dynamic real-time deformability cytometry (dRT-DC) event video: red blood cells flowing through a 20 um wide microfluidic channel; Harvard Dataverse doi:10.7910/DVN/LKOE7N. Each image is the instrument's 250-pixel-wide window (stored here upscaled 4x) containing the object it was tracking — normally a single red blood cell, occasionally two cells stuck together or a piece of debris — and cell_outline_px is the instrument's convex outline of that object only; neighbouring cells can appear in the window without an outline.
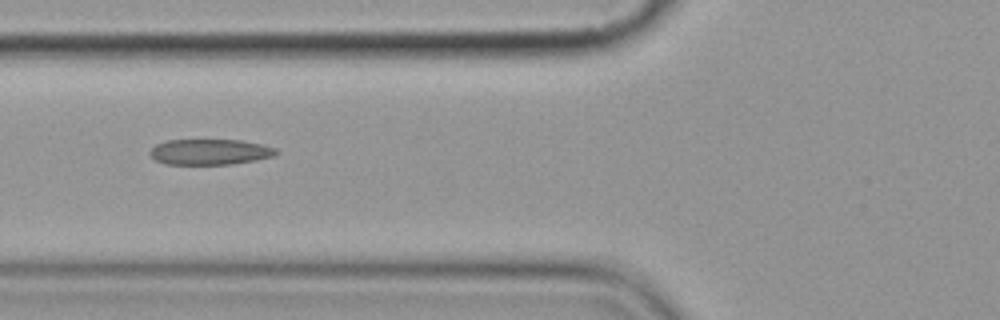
{"species": "common noctule bat (a hibernating species)", "species_latin": "Nyctalus noctula", "temperature_condition": "cold", "stored_images_in_passage": 11, "camera_frame_rate_fps": 3000, "um_per_image_px": 0.085, "animal": {"sex": "female", "body_mass_g": 19.9}, "frame": {"image": 1, "passage_image": 2, "time_ms": 1.333, "image_size_px": [1000, 320], "cell_outline_px": [[280, 152], [276, 156], [256, 160], [232, 164], [164, 164], [156, 160], [148, 152], [156, 144], [164, 140], [240, 140], [260, 144], [276, 148]], "centroid_in_image_um": [17.86, 12.91], "position_along_channel_um": 107.9, "area_um2": 18.96}}
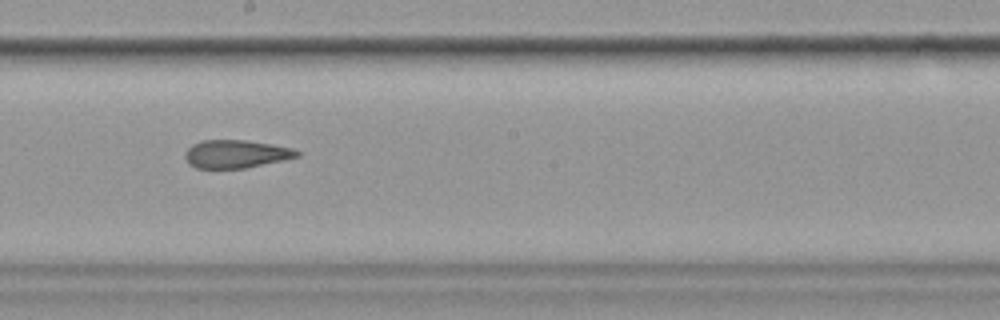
{"frame": {"image": 2, "passage_image": 5, "time_ms": 4.667, "image_size_px": [1000, 320], "cell_outline_px": [[300, 156], [284, 160], [244, 168], [196, 168], [188, 164], [184, 156], [184, 152], [192, 144], [204, 140], [244, 140], [272, 144], [292, 148], [300, 152]], "centroid_in_image_um": [20.04, 13.09], "position_along_channel_um": 228.2, "area_um2": 18.32}}
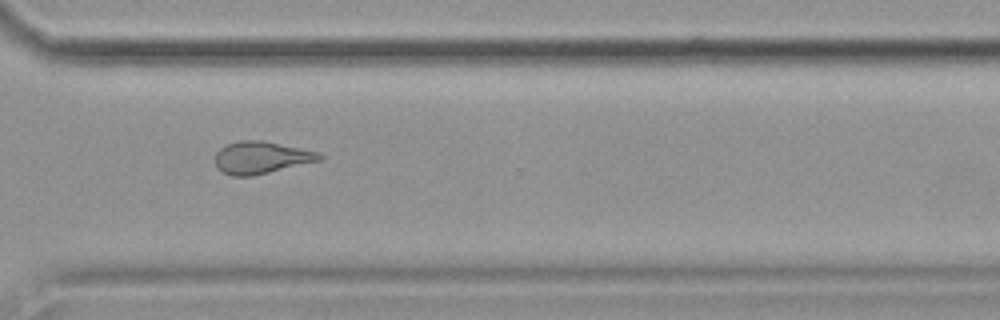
{"frame": {"image": 3, "passage_image": 8, "time_ms": 8.0, "image_size_px": [1000, 320], "cell_outline_px": [[324, 156], [320, 160], [252, 176], [232, 176], [220, 172], [216, 168], [216, 152], [220, 148], [228, 144], [240, 140], [260, 140], [320, 152]], "centroid_in_image_um": [22.17, 13.4], "position_along_channel_um": 348.4, "area_um2": 19.48}, "authors_computed_cell_mechanics": {"area_um2": 19.2474, "velocity_mm_per_s": 3.6164, "shape_relaxation_time_tau1_ms": 10.2928, "shape_relaxation_time_tau2_ms": 2.8682, "deformation_change_tau1": 0.2509, "deformation_change_tau2": 0.1024}}